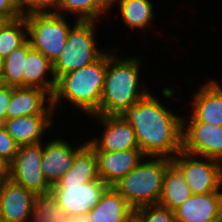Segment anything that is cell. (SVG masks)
I'll list each match as a JSON object with an SVG mask.
<instances>
[{"mask_svg": "<svg viewBox=\"0 0 222 222\" xmlns=\"http://www.w3.org/2000/svg\"><path fill=\"white\" fill-rule=\"evenodd\" d=\"M28 40L25 16L9 20L0 30V57L3 59Z\"/></svg>", "mask_w": 222, "mask_h": 222, "instance_id": "cell-26", "label": "cell"}, {"mask_svg": "<svg viewBox=\"0 0 222 222\" xmlns=\"http://www.w3.org/2000/svg\"><path fill=\"white\" fill-rule=\"evenodd\" d=\"M99 21L78 20L69 30L65 48L53 63V73L58 80L62 75L78 70L98 60L105 52L97 42ZM105 50V51H104Z\"/></svg>", "mask_w": 222, "mask_h": 222, "instance_id": "cell-5", "label": "cell"}, {"mask_svg": "<svg viewBox=\"0 0 222 222\" xmlns=\"http://www.w3.org/2000/svg\"><path fill=\"white\" fill-rule=\"evenodd\" d=\"M111 13L110 0H61L56 14L73 15L80 21H100ZM104 15L106 17H104Z\"/></svg>", "mask_w": 222, "mask_h": 222, "instance_id": "cell-24", "label": "cell"}, {"mask_svg": "<svg viewBox=\"0 0 222 222\" xmlns=\"http://www.w3.org/2000/svg\"><path fill=\"white\" fill-rule=\"evenodd\" d=\"M6 114L7 119L27 115H56L53 96L38 87L13 88Z\"/></svg>", "mask_w": 222, "mask_h": 222, "instance_id": "cell-14", "label": "cell"}, {"mask_svg": "<svg viewBox=\"0 0 222 222\" xmlns=\"http://www.w3.org/2000/svg\"><path fill=\"white\" fill-rule=\"evenodd\" d=\"M70 219L51 191L35 195L28 222H68Z\"/></svg>", "mask_w": 222, "mask_h": 222, "instance_id": "cell-25", "label": "cell"}, {"mask_svg": "<svg viewBox=\"0 0 222 222\" xmlns=\"http://www.w3.org/2000/svg\"><path fill=\"white\" fill-rule=\"evenodd\" d=\"M13 87L7 85L0 86V124L7 120L6 110L11 100Z\"/></svg>", "mask_w": 222, "mask_h": 222, "instance_id": "cell-30", "label": "cell"}, {"mask_svg": "<svg viewBox=\"0 0 222 222\" xmlns=\"http://www.w3.org/2000/svg\"><path fill=\"white\" fill-rule=\"evenodd\" d=\"M112 48V51H111ZM108 49V64L99 109L93 115H120L125 109L146 97L151 89L142 83V58H123L118 51ZM116 52V53H115Z\"/></svg>", "mask_w": 222, "mask_h": 222, "instance_id": "cell-2", "label": "cell"}, {"mask_svg": "<svg viewBox=\"0 0 222 222\" xmlns=\"http://www.w3.org/2000/svg\"><path fill=\"white\" fill-rule=\"evenodd\" d=\"M94 148L87 142L76 154L71 168L56 184H84L98 179Z\"/></svg>", "mask_w": 222, "mask_h": 222, "instance_id": "cell-22", "label": "cell"}, {"mask_svg": "<svg viewBox=\"0 0 222 222\" xmlns=\"http://www.w3.org/2000/svg\"><path fill=\"white\" fill-rule=\"evenodd\" d=\"M9 21L8 18L0 15V30L4 27V25Z\"/></svg>", "mask_w": 222, "mask_h": 222, "instance_id": "cell-35", "label": "cell"}, {"mask_svg": "<svg viewBox=\"0 0 222 222\" xmlns=\"http://www.w3.org/2000/svg\"><path fill=\"white\" fill-rule=\"evenodd\" d=\"M98 177L113 186L132 171L145 157L140 149L95 151Z\"/></svg>", "mask_w": 222, "mask_h": 222, "instance_id": "cell-16", "label": "cell"}, {"mask_svg": "<svg viewBox=\"0 0 222 222\" xmlns=\"http://www.w3.org/2000/svg\"><path fill=\"white\" fill-rule=\"evenodd\" d=\"M84 141L81 144L82 141L79 140L80 144L73 145L60 136L47 141L44 139L41 168L51 186L71 168L75 154L87 143L86 139Z\"/></svg>", "mask_w": 222, "mask_h": 222, "instance_id": "cell-12", "label": "cell"}, {"mask_svg": "<svg viewBox=\"0 0 222 222\" xmlns=\"http://www.w3.org/2000/svg\"><path fill=\"white\" fill-rule=\"evenodd\" d=\"M14 3L22 16L35 14V0H14Z\"/></svg>", "mask_w": 222, "mask_h": 222, "instance_id": "cell-33", "label": "cell"}, {"mask_svg": "<svg viewBox=\"0 0 222 222\" xmlns=\"http://www.w3.org/2000/svg\"><path fill=\"white\" fill-rule=\"evenodd\" d=\"M192 93L191 114L183 116V121H199L222 126V84L214 79L203 82Z\"/></svg>", "mask_w": 222, "mask_h": 222, "instance_id": "cell-13", "label": "cell"}, {"mask_svg": "<svg viewBox=\"0 0 222 222\" xmlns=\"http://www.w3.org/2000/svg\"><path fill=\"white\" fill-rule=\"evenodd\" d=\"M192 195L181 171L171 163L165 171L159 205L174 211Z\"/></svg>", "mask_w": 222, "mask_h": 222, "instance_id": "cell-23", "label": "cell"}, {"mask_svg": "<svg viewBox=\"0 0 222 222\" xmlns=\"http://www.w3.org/2000/svg\"><path fill=\"white\" fill-rule=\"evenodd\" d=\"M68 222H86L85 219L71 218Z\"/></svg>", "mask_w": 222, "mask_h": 222, "instance_id": "cell-37", "label": "cell"}, {"mask_svg": "<svg viewBox=\"0 0 222 222\" xmlns=\"http://www.w3.org/2000/svg\"><path fill=\"white\" fill-rule=\"evenodd\" d=\"M67 16L56 13L31 14L25 16L28 28V40L31 47L41 52L52 63L60 56L65 48L67 35L71 24Z\"/></svg>", "mask_w": 222, "mask_h": 222, "instance_id": "cell-6", "label": "cell"}, {"mask_svg": "<svg viewBox=\"0 0 222 222\" xmlns=\"http://www.w3.org/2000/svg\"><path fill=\"white\" fill-rule=\"evenodd\" d=\"M134 220L136 222H176L174 211L159 204L137 208L134 210Z\"/></svg>", "mask_w": 222, "mask_h": 222, "instance_id": "cell-28", "label": "cell"}, {"mask_svg": "<svg viewBox=\"0 0 222 222\" xmlns=\"http://www.w3.org/2000/svg\"><path fill=\"white\" fill-rule=\"evenodd\" d=\"M42 156L43 142L19 146L11 162V180L35 194L50 192L52 186L41 168Z\"/></svg>", "mask_w": 222, "mask_h": 222, "instance_id": "cell-9", "label": "cell"}, {"mask_svg": "<svg viewBox=\"0 0 222 222\" xmlns=\"http://www.w3.org/2000/svg\"><path fill=\"white\" fill-rule=\"evenodd\" d=\"M172 163L181 171L192 194L222 193V163L180 151Z\"/></svg>", "mask_w": 222, "mask_h": 222, "instance_id": "cell-7", "label": "cell"}, {"mask_svg": "<svg viewBox=\"0 0 222 222\" xmlns=\"http://www.w3.org/2000/svg\"><path fill=\"white\" fill-rule=\"evenodd\" d=\"M11 179V162L0 156V182Z\"/></svg>", "mask_w": 222, "mask_h": 222, "instance_id": "cell-34", "label": "cell"}, {"mask_svg": "<svg viewBox=\"0 0 222 222\" xmlns=\"http://www.w3.org/2000/svg\"><path fill=\"white\" fill-rule=\"evenodd\" d=\"M109 186L100 178L84 184H55L51 192L71 218L85 219Z\"/></svg>", "mask_w": 222, "mask_h": 222, "instance_id": "cell-8", "label": "cell"}, {"mask_svg": "<svg viewBox=\"0 0 222 222\" xmlns=\"http://www.w3.org/2000/svg\"><path fill=\"white\" fill-rule=\"evenodd\" d=\"M134 209L113 186L102 194L98 204L85 217L86 222H132Z\"/></svg>", "mask_w": 222, "mask_h": 222, "instance_id": "cell-19", "label": "cell"}, {"mask_svg": "<svg viewBox=\"0 0 222 222\" xmlns=\"http://www.w3.org/2000/svg\"><path fill=\"white\" fill-rule=\"evenodd\" d=\"M171 163L170 158L145 156L132 171L115 183L113 188L134 210L158 204L165 171Z\"/></svg>", "mask_w": 222, "mask_h": 222, "instance_id": "cell-4", "label": "cell"}, {"mask_svg": "<svg viewBox=\"0 0 222 222\" xmlns=\"http://www.w3.org/2000/svg\"><path fill=\"white\" fill-rule=\"evenodd\" d=\"M30 41L27 40L22 46L15 49L4 58L2 84L13 88L24 87V58L31 49Z\"/></svg>", "mask_w": 222, "mask_h": 222, "instance_id": "cell-27", "label": "cell"}, {"mask_svg": "<svg viewBox=\"0 0 222 222\" xmlns=\"http://www.w3.org/2000/svg\"><path fill=\"white\" fill-rule=\"evenodd\" d=\"M176 222H219L222 219V193L192 194L174 210Z\"/></svg>", "mask_w": 222, "mask_h": 222, "instance_id": "cell-17", "label": "cell"}, {"mask_svg": "<svg viewBox=\"0 0 222 222\" xmlns=\"http://www.w3.org/2000/svg\"><path fill=\"white\" fill-rule=\"evenodd\" d=\"M182 150L222 163V126L183 121Z\"/></svg>", "mask_w": 222, "mask_h": 222, "instance_id": "cell-10", "label": "cell"}, {"mask_svg": "<svg viewBox=\"0 0 222 222\" xmlns=\"http://www.w3.org/2000/svg\"><path fill=\"white\" fill-rule=\"evenodd\" d=\"M151 0H112L111 10L118 9L119 17L129 29L147 33L150 24L156 19L155 4ZM119 6V7H118ZM113 8V9H112ZM150 25V26H149Z\"/></svg>", "mask_w": 222, "mask_h": 222, "instance_id": "cell-21", "label": "cell"}, {"mask_svg": "<svg viewBox=\"0 0 222 222\" xmlns=\"http://www.w3.org/2000/svg\"><path fill=\"white\" fill-rule=\"evenodd\" d=\"M107 64L108 50L91 64L62 75L53 94L55 114L64 110L61 103L66 100L85 116H92L99 109Z\"/></svg>", "mask_w": 222, "mask_h": 222, "instance_id": "cell-3", "label": "cell"}, {"mask_svg": "<svg viewBox=\"0 0 222 222\" xmlns=\"http://www.w3.org/2000/svg\"><path fill=\"white\" fill-rule=\"evenodd\" d=\"M91 119L100 122L103 128L100 137L93 136L87 142L94 151H121L139 149L132 126L119 115H92Z\"/></svg>", "mask_w": 222, "mask_h": 222, "instance_id": "cell-11", "label": "cell"}, {"mask_svg": "<svg viewBox=\"0 0 222 222\" xmlns=\"http://www.w3.org/2000/svg\"><path fill=\"white\" fill-rule=\"evenodd\" d=\"M152 91L119 116L128 122L145 156L173 159L182 151L183 117L171 112Z\"/></svg>", "mask_w": 222, "mask_h": 222, "instance_id": "cell-1", "label": "cell"}, {"mask_svg": "<svg viewBox=\"0 0 222 222\" xmlns=\"http://www.w3.org/2000/svg\"><path fill=\"white\" fill-rule=\"evenodd\" d=\"M35 195L11 179L0 182V219L3 222H28Z\"/></svg>", "mask_w": 222, "mask_h": 222, "instance_id": "cell-15", "label": "cell"}, {"mask_svg": "<svg viewBox=\"0 0 222 222\" xmlns=\"http://www.w3.org/2000/svg\"><path fill=\"white\" fill-rule=\"evenodd\" d=\"M61 0H35V14L57 13Z\"/></svg>", "mask_w": 222, "mask_h": 222, "instance_id": "cell-31", "label": "cell"}, {"mask_svg": "<svg viewBox=\"0 0 222 222\" xmlns=\"http://www.w3.org/2000/svg\"><path fill=\"white\" fill-rule=\"evenodd\" d=\"M23 70L24 87H38L53 96L57 80L53 73V63L47 57L31 48L24 58Z\"/></svg>", "mask_w": 222, "mask_h": 222, "instance_id": "cell-20", "label": "cell"}, {"mask_svg": "<svg viewBox=\"0 0 222 222\" xmlns=\"http://www.w3.org/2000/svg\"><path fill=\"white\" fill-rule=\"evenodd\" d=\"M3 67H4V59L0 57V79H2Z\"/></svg>", "mask_w": 222, "mask_h": 222, "instance_id": "cell-36", "label": "cell"}, {"mask_svg": "<svg viewBox=\"0 0 222 222\" xmlns=\"http://www.w3.org/2000/svg\"><path fill=\"white\" fill-rule=\"evenodd\" d=\"M0 15L14 20L22 16L16 8L14 0H0Z\"/></svg>", "mask_w": 222, "mask_h": 222, "instance_id": "cell-32", "label": "cell"}, {"mask_svg": "<svg viewBox=\"0 0 222 222\" xmlns=\"http://www.w3.org/2000/svg\"><path fill=\"white\" fill-rule=\"evenodd\" d=\"M54 118V115H27L7 119L3 125L19 146L32 145L47 139L45 132L55 126Z\"/></svg>", "mask_w": 222, "mask_h": 222, "instance_id": "cell-18", "label": "cell"}, {"mask_svg": "<svg viewBox=\"0 0 222 222\" xmlns=\"http://www.w3.org/2000/svg\"><path fill=\"white\" fill-rule=\"evenodd\" d=\"M18 149L19 145L8 134L5 126L0 124V156L12 162L18 152Z\"/></svg>", "mask_w": 222, "mask_h": 222, "instance_id": "cell-29", "label": "cell"}]
</instances>
